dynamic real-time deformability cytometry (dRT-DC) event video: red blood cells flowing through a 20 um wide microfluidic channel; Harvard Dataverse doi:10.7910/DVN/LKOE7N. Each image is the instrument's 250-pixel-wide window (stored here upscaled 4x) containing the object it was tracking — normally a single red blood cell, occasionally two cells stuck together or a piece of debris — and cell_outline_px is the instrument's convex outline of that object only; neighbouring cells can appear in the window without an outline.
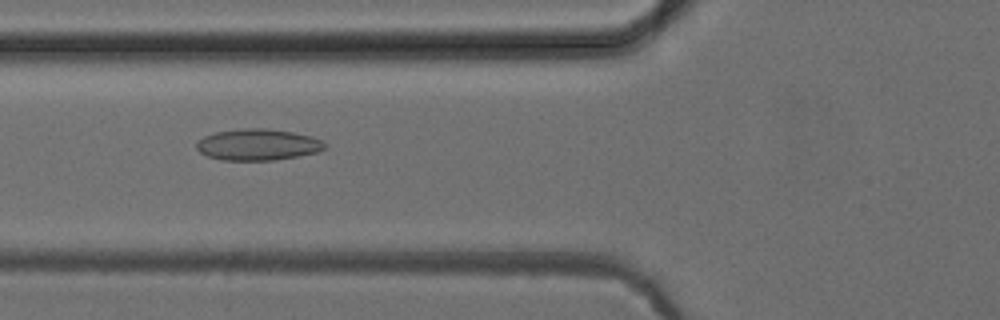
{"species": "common noctule bat (a hibernating species)", "species_latin": "Nyctalus noctula", "temperature_condition": "cold", "stored_images_in_passage": 37, "camera_frame_rate_fps": 3000, "um_per_image_px": 0.085, "animal": {"sex": "female", "body_mass_g": 24.6, "forearm_length_mm": 56.2}, "frame": {"image": 1, "passage_image": 5, "time_ms": 1.333, "image_size_px": [1000, 320], "cell_outline_px": [[328, 148], [316, 152], [276, 160], [220, 160], [208, 156], [200, 152], [196, 148], [196, 144], [204, 136], [216, 132], [244, 128], [264, 128], [292, 132], [312, 136], [328, 144]], "centroid_in_image_um": [21.94, 12.29], "position_along_channel_um": 103.9, "area_um2": 23.41}}
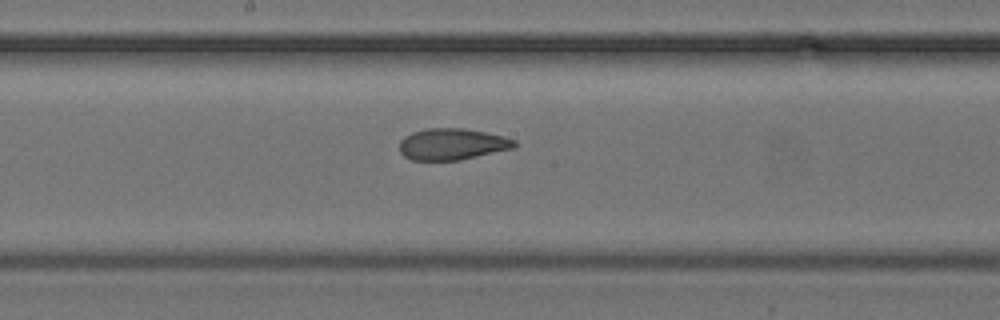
{"frame": {"image": 2, "passage_image": 13, "time_ms": 4.0, "image_size_px": [1000, 320], "cell_outline_px": [[516, 148], [460, 160], [412, 160], [404, 156], [400, 152], [400, 140], [404, 136], [412, 132], [428, 128], [464, 128], [504, 136], [516, 140]], "centroid_in_image_um": [38.45, 12.25], "position_along_channel_um": 209.8, "area_um2": 21.21}}
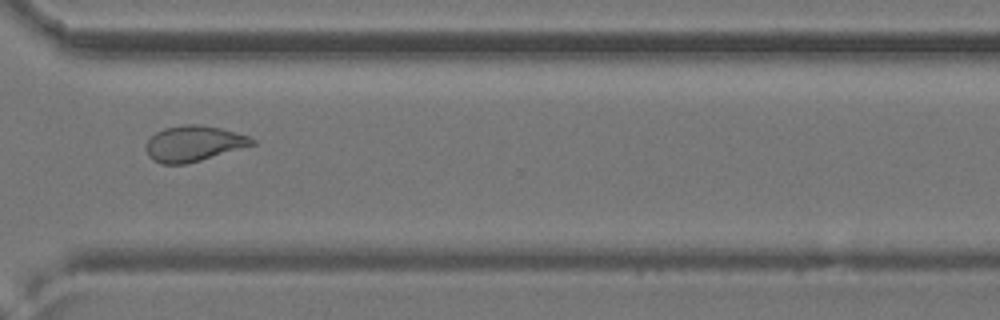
{"frame": {"image": 3, "passage_image": 24, "time_ms": 7.667, "image_size_px": [1000, 320], "cell_outline_px": [[256, 144], [200, 160], [184, 164], [160, 164], [152, 160], [148, 156], [144, 148], [144, 144], [156, 132], [164, 128], [184, 124], [200, 124], [220, 128], [236, 132], [248, 136], [256, 140]], "centroid_in_image_um": [16.42, 12.2], "position_along_channel_um": 354.2, "area_um2": 22.14}, "authors_computed_cell_mechanics": {"area_um2": 22.3108, "velocity_mm_per_s": 3.9567, "shape_relaxation_time_tau1_ms": null, "shape_relaxation_time_tau2_ms": 2.0671, "deformation_change_tau1": null, "deformation_change_tau2": 0.0817}}